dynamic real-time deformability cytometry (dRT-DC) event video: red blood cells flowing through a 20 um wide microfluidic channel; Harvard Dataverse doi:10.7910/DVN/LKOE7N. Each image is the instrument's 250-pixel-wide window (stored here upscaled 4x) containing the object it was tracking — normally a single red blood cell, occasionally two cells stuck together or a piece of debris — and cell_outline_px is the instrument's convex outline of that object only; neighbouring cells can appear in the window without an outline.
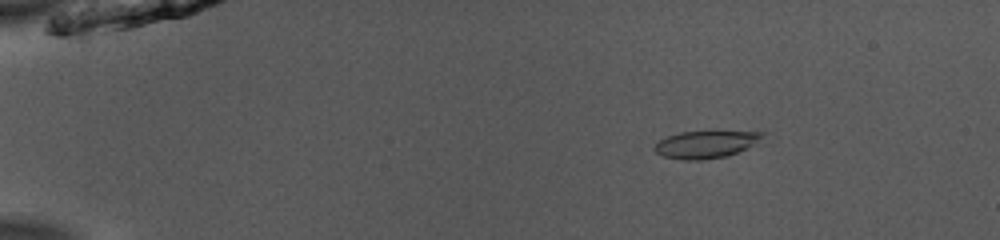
{"species": "common noctule bat (a hibernating species)", "species_latin": "Nyctalus noctula", "temperature_condition": "room temperature", "stored_images_in_passage": 52, "camera_frame_rate_fps": 3000, "um_per_image_px": 0.085, "animal": {"sex": "male", "body_mass_g": 13.0, "forearm_length_mm": 53.1}, "frame": {"image": 1, "passage_image": 9, "time_ms": 2.667, "image_size_px": [1000, 240], "cell_outline_px": [[768, 132], [744, 148], [728, 156], [700, 160], [684, 160], [664, 156], [656, 152], [652, 148], [660, 140], [668, 136], [680, 132]], "centroid_in_image_um": [59.9, 12.28], "position_along_channel_um": 25.1, "area_um2": 16.53}}
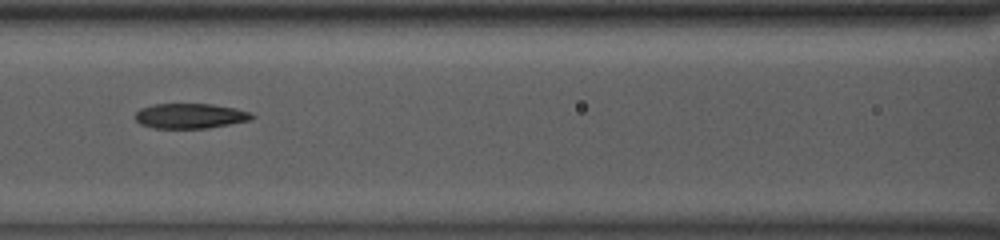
{"frame": {"image": 2, "passage_image": 25, "time_ms": 8.0, "image_size_px": [1000, 240], "cell_outline_px": [[256, 116], [252, 120], [208, 128], [152, 128], [140, 124], [136, 120], [136, 112], [140, 108], [152, 104], [212, 104], [236, 108], [252, 112]], "centroid_in_image_um": [16.2, 9.85], "position_along_channel_um": 150.4, "area_um2": 17.22}}
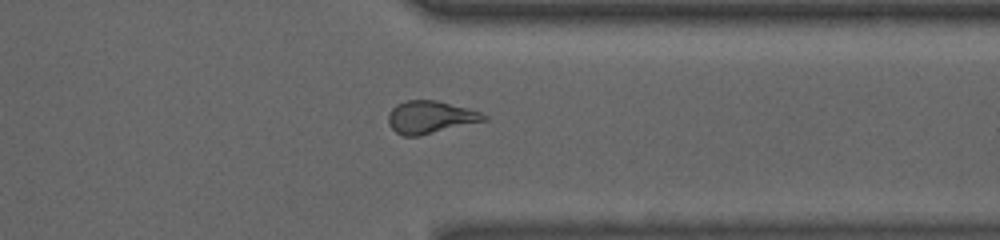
{"frame": {"image": 3, "passage_image": 42, "time_ms": 13.667, "image_size_px": [1000, 240], "cell_outline_px": [[488, 120], [416, 136], [404, 136], [396, 132], [388, 124], [388, 112], [396, 104], [408, 100], [436, 100], [468, 108], [480, 112], [488, 116]], "centroid_in_image_um": [36.57, 9.95], "position_along_channel_um": 374.8, "area_um2": 18.03}, "authors_computed_cell_mechanics": {"area_um2": 17.8891, "velocity_mm_per_s": 3.9673, "shape_relaxation_time_tau1_ms": null, "shape_relaxation_time_tau2_ms": 2.4256, "deformation_change_tau1": null, "deformation_change_tau2": 0.0946}}